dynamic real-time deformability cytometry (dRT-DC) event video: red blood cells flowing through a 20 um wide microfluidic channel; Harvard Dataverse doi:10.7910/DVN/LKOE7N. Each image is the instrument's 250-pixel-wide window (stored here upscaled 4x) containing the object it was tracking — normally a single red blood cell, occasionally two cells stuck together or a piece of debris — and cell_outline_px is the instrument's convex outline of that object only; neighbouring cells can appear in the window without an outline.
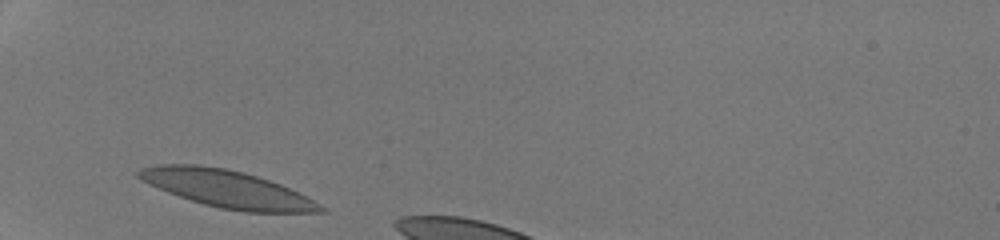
{"species": "human", "species_latin": "Homo sapiens", "temperature_condition": "room temperature", "stored_images_in_passage": 26, "camera_frame_rate_fps": 3000, "um_per_image_px": 0.085, "donor": {"sex": "male"}, "frame": {"image": 1, "passage_image": 1, "time_ms": 0.0, "image_size_px": [1000, 240], "cell_outline_px": [[324, 212], [244, 212], [220, 208], [204, 204], [168, 192], [148, 184], [140, 180], [136, 176], [136, 172], [140, 168], [156, 164], [200, 164], [224, 168], [244, 172], [280, 184], [320, 204], [324, 208]], "centroid_in_image_um": [19.22, 16.04], "position_along_channel_um": 65.8, "area_um2": 39.19}}
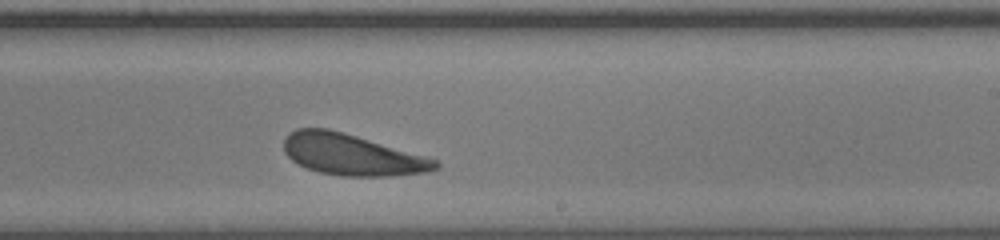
{"frame": {"image": 2, "passage_image": 16, "time_ms": 5.0, "image_size_px": [1000, 240], "cell_outline_px": [[440, 168], [428, 172], [392, 176], [340, 176], [320, 172], [308, 168], [292, 160], [284, 152], [284, 140], [296, 128], [328, 128], [428, 156], [436, 160], [440, 164]], "centroid_in_image_um": [29.96, 13.15], "position_along_channel_um": 259.0, "area_um2": 36.36}}
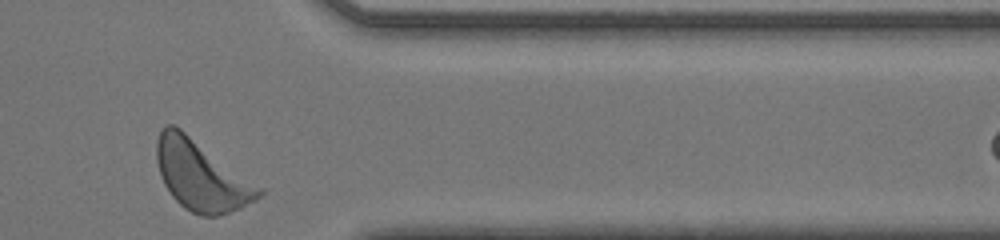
{"frame": {"image": 3, "passage_image": 26, "time_ms": 8.333, "image_size_px": [1000, 240], "cell_outline_px": [[264, 192], [256, 200], [240, 208], [216, 216], [200, 216], [184, 208], [172, 196], [164, 184], [156, 160], [156, 140], [160, 128], [168, 124], [172, 124], [180, 128], [264, 188]], "centroid_in_image_um": [17.11, 14.91], "position_along_channel_um": 394.3, "area_um2": 41.67}, "authors_computed_cell_mechanics": {"area_um2": 37.281, "velocity_mm_per_s": 4.1898, "shape_relaxation_time_tau1_ms": 6.0544, "shape_relaxation_time_tau2_ms": 4.6364, "deformation_change_tau1": 0.2027, "deformation_change_tau2": 0.1438}}